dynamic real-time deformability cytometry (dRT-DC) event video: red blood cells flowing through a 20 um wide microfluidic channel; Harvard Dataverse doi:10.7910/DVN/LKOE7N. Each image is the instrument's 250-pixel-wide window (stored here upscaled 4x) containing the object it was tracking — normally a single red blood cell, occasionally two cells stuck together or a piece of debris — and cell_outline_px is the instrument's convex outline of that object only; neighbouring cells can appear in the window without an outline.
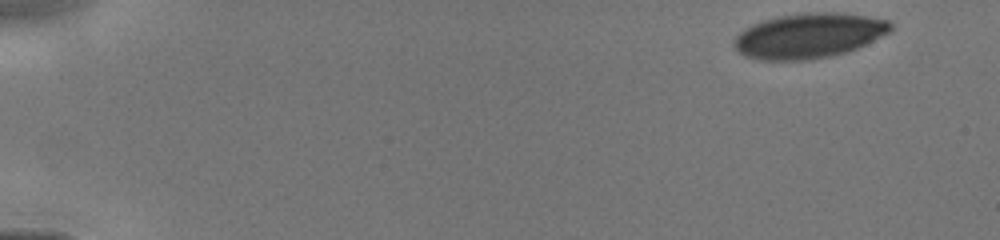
{"species": "human", "species_latin": "Homo sapiens", "temperature_condition": "cold", "stored_images_in_passage": 27, "camera_frame_rate_fps": 3000, "um_per_image_px": 0.085, "donor": {"sex": "male"}, "frame": {"image": 1, "passage_image": 1, "time_ms": 0.0, "image_size_px": [1000, 240], "cell_outline_px": [[892, 28], [888, 32], [848, 52], [828, 56], [800, 60], [764, 60], [748, 56], [740, 52], [732, 44], [732, 40], [744, 28], [752, 24], [764, 20], [780, 16], [808, 12], [836, 12], [864, 16], [888, 20], [892, 24]], "centroid_in_image_um": [68.72, 3.02], "position_along_channel_um": 16.3, "area_um2": 40.46}}
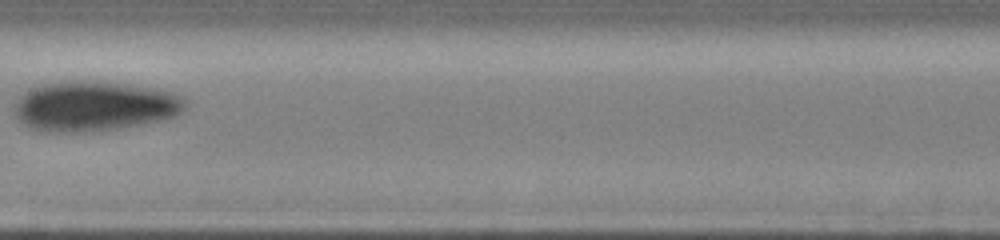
{"frame": {"image": 2, "passage_image": 15, "time_ms": 7.333, "image_size_px": [1000, 240], "cell_outline_px": [[188, 100], [184, 108], [176, 116], [160, 120], [116, 128], [76, 132], [48, 132], [28, 128], [16, 116], [16, 100], [24, 92], [40, 84], [60, 80], [100, 80], [156, 88], [172, 92], [184, 96]], "centroid_in_image_um": [8.02, 8.98], "position_along_channel_um": 199.4, "area_um2": 50.11}}
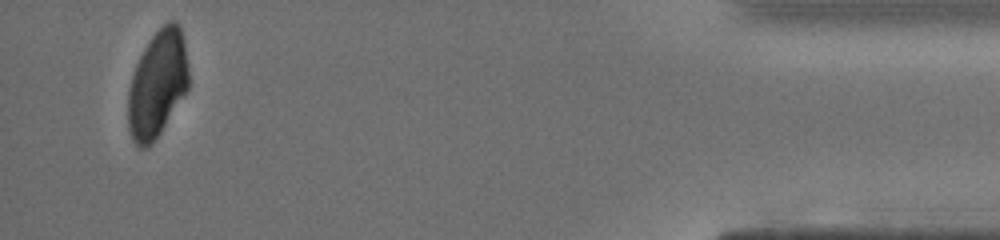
{"frame": {"image": 3, "passage_image": 27, "time_ms": 13.667, "image_size_px": [1000, 240], "cell_outline_px": [[188, 88], [160, 132], [144, 148], [140, 148], [132, 140], [128, 128], [128, 92], [132, 76], [136, 64], [144, 48], [152, 36], [168, 20], [176, 20], [180, 24], [184, 40], [188, 68]], "centroid_in_image_um": [13.38, 7.09], "position_along_channel_um": 421.8, "area_um2": 37.28}}